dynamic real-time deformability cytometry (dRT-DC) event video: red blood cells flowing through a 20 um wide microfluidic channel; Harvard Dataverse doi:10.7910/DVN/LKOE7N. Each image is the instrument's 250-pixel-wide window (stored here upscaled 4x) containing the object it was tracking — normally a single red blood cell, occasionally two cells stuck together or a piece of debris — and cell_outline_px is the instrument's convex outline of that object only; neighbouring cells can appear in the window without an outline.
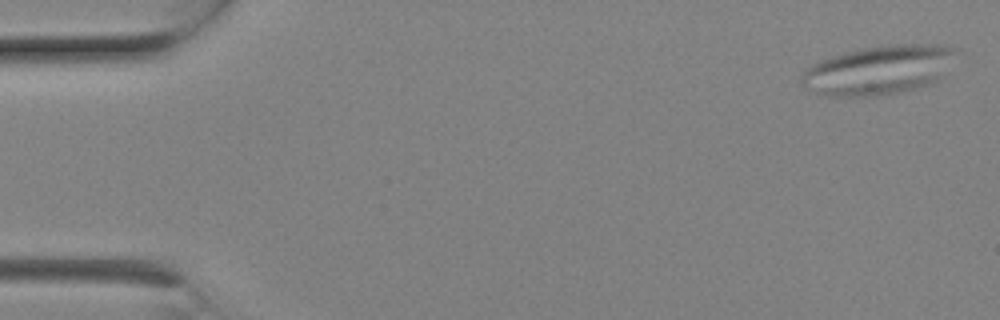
{"species": "Egyptian fruit bat (a non-hibernating species)", "species_latin": "Rousettus aegyptiacus", "temperature_condition": "room temperature", "stored_images_in_passage": 6, "camera_frame_rate_fps": 3000, "um_per_image_px": 0.085, "animal": {"sex": "female"}, "frame": {"image": 1, "passage_image": 1, "time_ms": 0.0, "image_size_px": [1000, 320], "cell_outline_px": [[956, 52], [944, 76], [932, 84], [920, 88], [876, 96], [828, 96], [804, 88], [800, 80], [800, 72], [804, 68], [820, 60], [844, 52], [864, 48], [888, 44], [940, 44], [956, 48]], "centroid_in_image_um": [74.68, 5.95], "position_along_channel_um": 10.3, "area_um2": 44.68}}
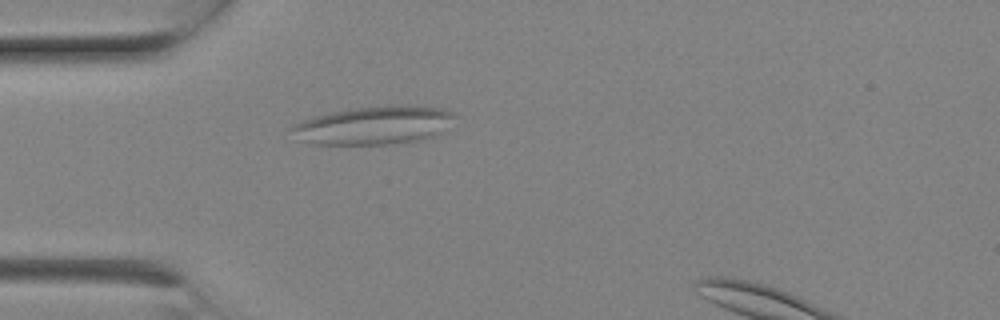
{"frame": {"image": 2, "passage_image": 6, "time_ms": 1.667, "image_size_px": [1000, 320], "cell_outline_px": [[456, 116], [444, 132], [440, 136], [424, 140], [392, 144], [312, 144], [296, 140], [288, 128], [312, 116], [332, 112], [356, 108], [392, 104], [408, 104], [440, 108], [452, 112]], "centroid_in_image_um": [31.83, 10.65], "position_along_channel_um": 53.2, "area_um2": 37.17}}